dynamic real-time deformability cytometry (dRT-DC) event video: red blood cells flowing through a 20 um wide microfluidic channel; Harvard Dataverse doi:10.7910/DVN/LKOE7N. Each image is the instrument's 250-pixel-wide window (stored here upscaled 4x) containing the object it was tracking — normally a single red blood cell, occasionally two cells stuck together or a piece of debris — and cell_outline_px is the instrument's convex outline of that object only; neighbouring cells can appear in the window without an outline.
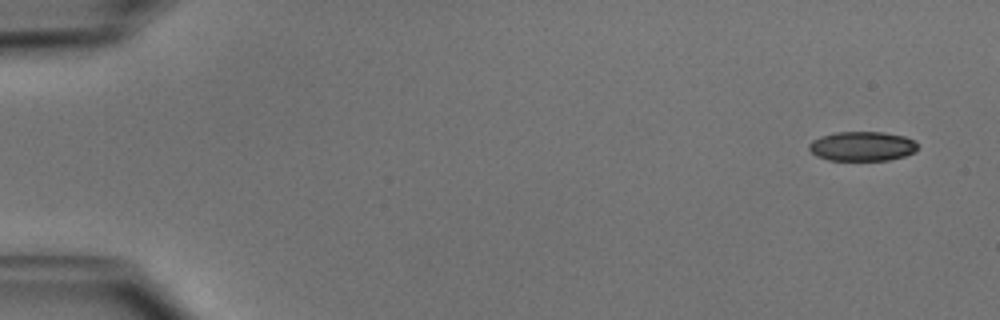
{"species": "common noctule bat (a hibernating species)", "species_latin": "Nyctalus noctula", "temperature_condition": "cold", "stored_images_in_passage": 49, "camera_frame_rate_fps": 3000, "um_per_image_px": 0.085, "animal": {"sex": "male", "body_mass_g": 15.6}, "frame": {"image": 1, "passage_image": 1, "time_ms": 0.0, "image_size_px": [1000, 320], "cell_outline_px": [[916, 152], [904, 156], [888, 160], [828, 160], [816, 156], [808, 148], [808, 144], [812, 140], [820, 136], [836, 132], [884, 132], [904, 136], [916, 140]], "centroid_in_image_um": [73.27, 12.43], "position_along_channel_um": 11.7, "area_um2": 18.79}}
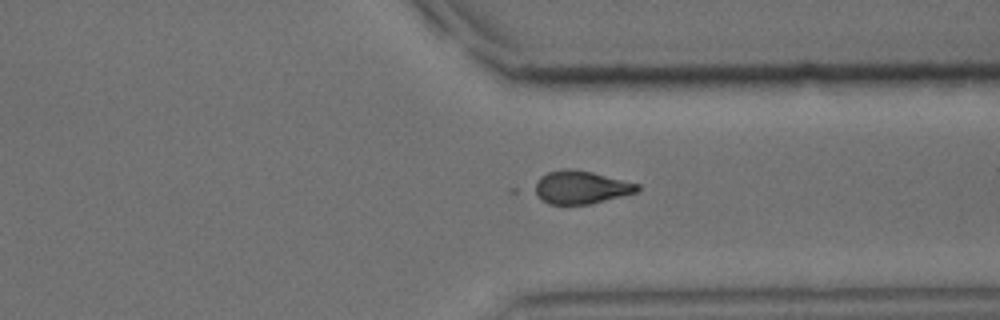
{"frame": {"image": 2, "passage_image": 37, "time_ms": 12.0, "image_size_px": [1000, 320], "cell_outline_px": [[640, 188], [636, 192], [588, 204], [548, 204], [532, 192], [528, 188], [540, 176], [548, 172], [564, 168], [572, 168], [592, 172], [640, 184]], "centroid_in_image_um": [49.27, 15.9], "position_along_channel_um": 362.1, "area_um2": 20.0}}
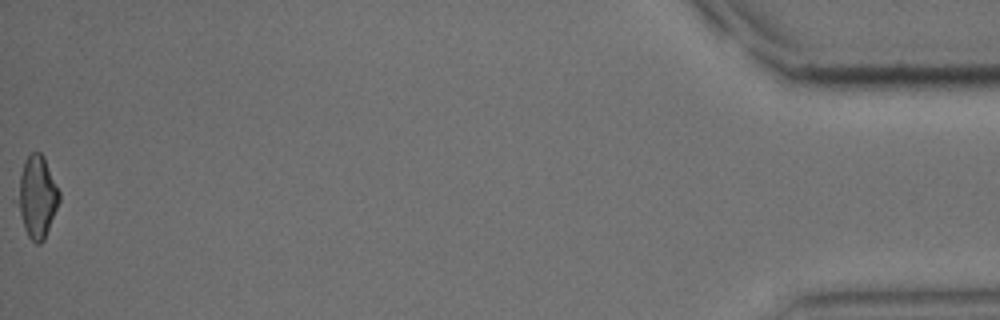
{"frame": {"image": 3, "passage_image": 49, "time_ms": 16.0, "image_size_px": [1000, 320], "cell_outline_px": [[60, 200], [44, 240], [40, 244], [36, 244], [28, 236], [24, 228], [20, 212], [20, 172], [24, 160], [32, 152], [40, 152], [44, 156], [60, 192]], "centroid_in_image_um": [3.2, 16.72], "position_along_channel_um": 432.0, "area_um2": 19.25}}